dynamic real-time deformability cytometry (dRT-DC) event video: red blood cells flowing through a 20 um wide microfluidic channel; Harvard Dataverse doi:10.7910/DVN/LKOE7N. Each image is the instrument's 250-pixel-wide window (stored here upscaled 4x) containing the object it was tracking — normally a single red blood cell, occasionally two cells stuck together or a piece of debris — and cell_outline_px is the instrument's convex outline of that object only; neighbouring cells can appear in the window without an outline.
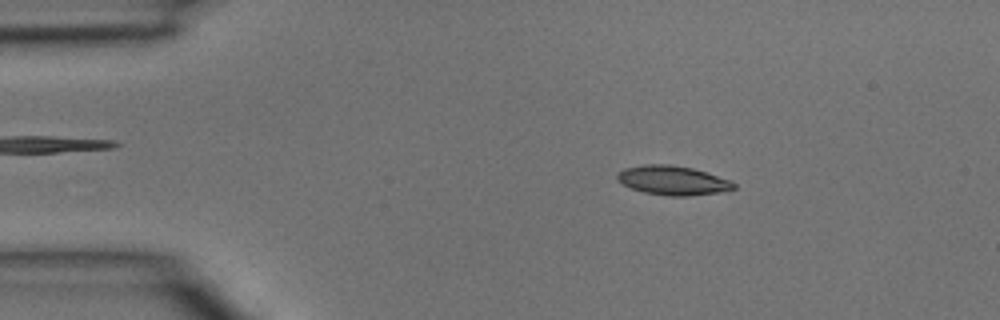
{"species": "common noctule bat (a hibernating species)", "species_latin": "Nyctalus noctula", "temperature_condition": "room temperature", "stored_images_in_passage": 2, "camera_frame_rate_fps": 3000, "um_per_image_px": 0.085, "animal": {"sex": "male", "body_mass_g": 15.6}, "frame": {"image": 1, "passage_image": 1, "time_ms": 0.0, "image_size_px": [1000, 320], "cell_outline_px": [[736, 188], [720, 192], [688, 196], [668, 196], [644, 192], [632, 188], [624, 184], [616, 176], [624, 168], [644, 164], [668, 164], [692, 168], [732, 180], [736, 184]], "centroid_in_image_um": [57.23, 15.33], "position_along_channel_um": 27.8, "area_um2": 19.71}}